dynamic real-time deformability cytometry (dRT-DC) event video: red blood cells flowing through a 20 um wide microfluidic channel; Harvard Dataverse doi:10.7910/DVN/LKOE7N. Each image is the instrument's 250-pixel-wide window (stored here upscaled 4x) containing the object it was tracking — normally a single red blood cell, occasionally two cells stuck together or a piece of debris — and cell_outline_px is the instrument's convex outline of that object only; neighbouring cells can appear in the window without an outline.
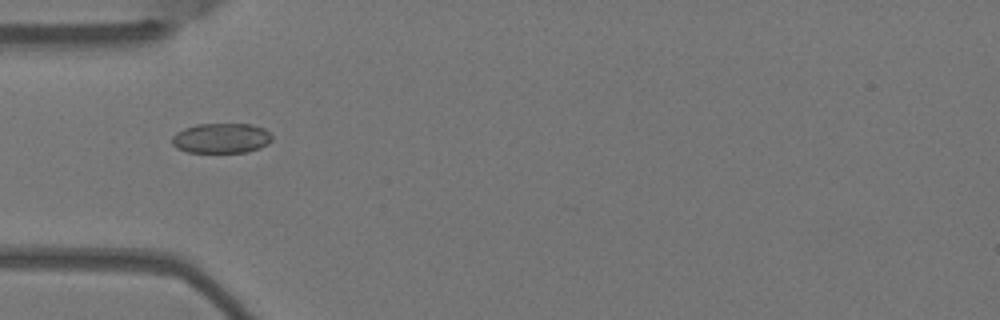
{"species": "Egyptian fruit bat (a non-hibernating species)", "species_latin": "Rousettus aegyptiacus", "temperature_condition": "warm", "stored_images_in_passage": 5, "camera_frame_rate_fps": 3000, "um_per_image_px": 0.085, "animal": {"sex": "female"}, "frame": {"image": 1, "passage_image": 3, "time_ms": 0.667, "image_size_px": [1000, 320], "cell_outline_px": [[272, 140], [268, 144], [260, 148], [248, 152], [188, 152], [176, 148], [172, 144], [172, 136], [176, 132], [184, 128], [196, 124], [252, 124], [264, 128], [272, 136]], "centroid_in_image_um": [18.81, 11.74], "position_along_channel_um": 66.2, "area_um2": 17.63}}
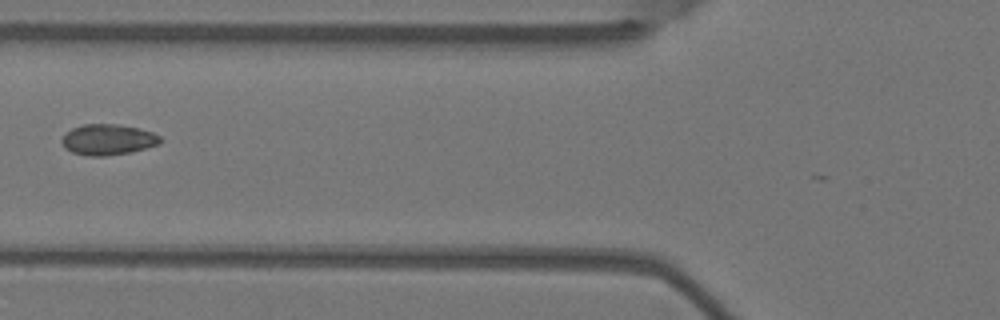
{"frame": {"image": 2, "passage_image": 4, "time_ms": 1.0, "image_size_px": [1000, 320], "cell_outline_px": [[164, 140], [160, 144], [132, 152], [104, 156], [88, 156], [72, 152], [64, 148], [60, 140], [72, 128], [84, 124], [116, 124], [136, 128], [152, 132], [160, 136]], "centroid_in_image_um": [9.19, 11.88], "position_along_channel_um": 116.6, "area_um2": 17.69}}
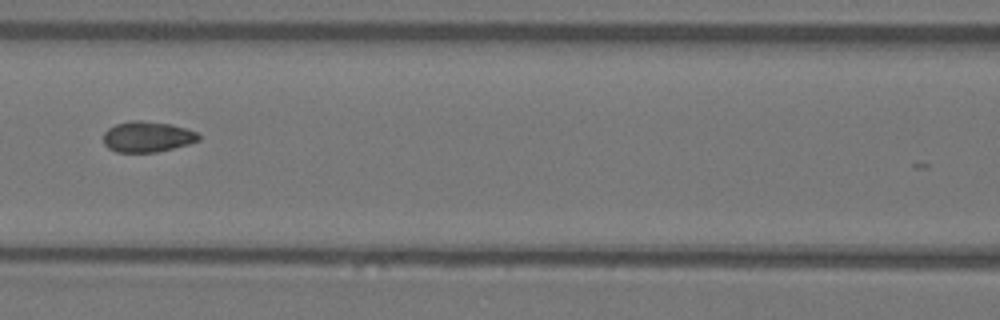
{"frame": {"image": 3, "passage_image": 5, "time_ms": 1.333, "image_size_px": [1000, 320], "cell_outline_px": [[200, 140], [188, 144], [156, 152], [116, 152], [108, 148], [104, 144], [104, 132], [108, 128], [116, 124], [132, 120], [140, 120], [172, 124], [196, 132], [200, 136]], "centroid_in_image_um": [12.5, 11.62], "position_along_channel_um": 154.1, "area_um2": 16.99}}